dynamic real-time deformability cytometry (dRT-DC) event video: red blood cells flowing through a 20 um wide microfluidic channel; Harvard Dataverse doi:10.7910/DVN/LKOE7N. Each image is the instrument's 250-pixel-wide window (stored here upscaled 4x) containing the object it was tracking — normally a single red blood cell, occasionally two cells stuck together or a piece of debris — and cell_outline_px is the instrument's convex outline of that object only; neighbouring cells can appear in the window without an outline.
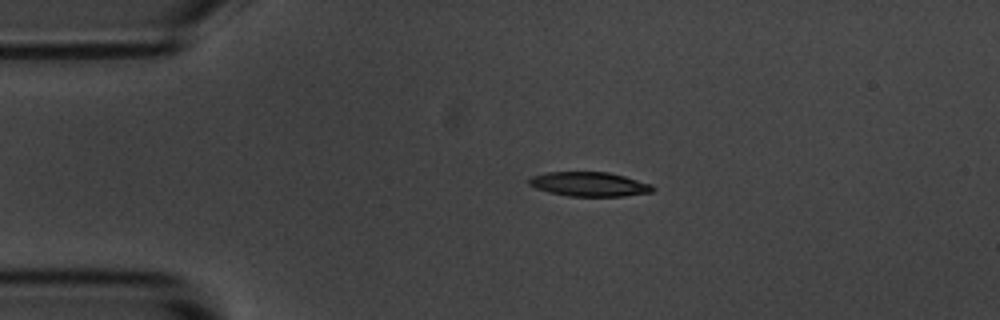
{"species": "common noctule bat (a hibernating species)", "species_latin": "Nyctalus noctula", "temperature_condition": "room temperature", "stored_images_in_passage": 3, "camera_frame_rate_fps": 3000, "um_per_image_px": 0.085, "animal": {"sex": "male", "body_mass_g": 20.1, "forearm_length_mm": 53.5}, "frame": {"image": 1, "passage_image": 2, "time_ms": 1.333, "image_size_px": [1000, 320], "cell_outline_px": [[656, 188], [652, 192], [624, 196], [568, 196], [548, 192], [536, 188], [528, 184], [528, 180], [532, 176], [548, 172], [608, 172], [624, 176], [652, 184]], "centroid_in_image_um": [50.1, 15.66], "position_along_channel_um": 34.9, "area_um2": 17.57}}